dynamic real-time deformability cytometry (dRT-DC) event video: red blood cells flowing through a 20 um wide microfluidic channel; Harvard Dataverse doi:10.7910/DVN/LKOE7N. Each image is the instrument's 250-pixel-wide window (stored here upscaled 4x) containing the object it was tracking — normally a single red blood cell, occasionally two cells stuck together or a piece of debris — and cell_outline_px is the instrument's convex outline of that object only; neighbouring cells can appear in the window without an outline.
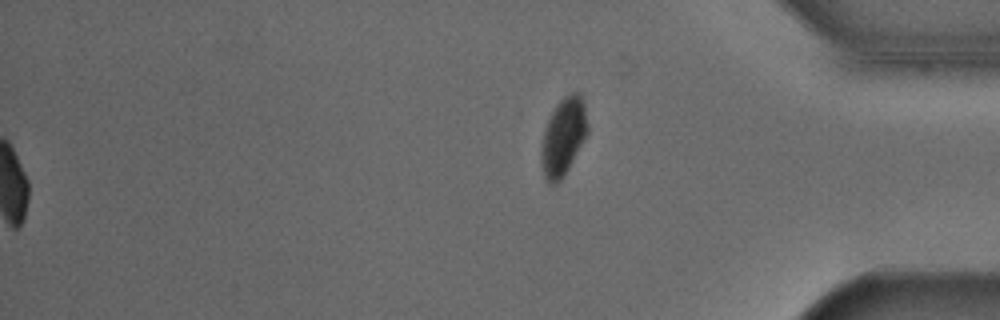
{"species": "Egyptian fruit bat (a non-hibernating species)", "species_latin": "Rousettus aegyptiacus", "temperature_condition": "cold", "stored_images_in_passage": 54, "segment_of_instrument_passage": [2, 2], "camera_frame_rate_fps": 3000, "um_per_image_px": 0.085, "animal": {"sex": "male"}, "frame": {"image": 1, "passage_image": 54, "time_ms": 17.667, "image_size_px": [1000, 320], "cell_outline_px": [[588, 132], [568, 168], [560, 180], [556, 184], [548, 184], [544, 176], [540, 164], [540, 152], [544, 128], [556, 104], [564, 96], [572, 92], [576, 92], [584, 100], [588, 124]], "centroid_in_image_um": [47.86, 11.62], "position_along_channel_um": 387.3, "area_um2": 20.98}}